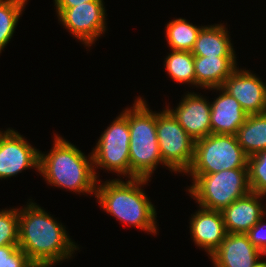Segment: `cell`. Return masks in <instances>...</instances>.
I'll use <instances>...</instances> for the list:
<instances>
[{
    "mask_svg": "<svg viewBox=\"0 0 266 267\" xmlns=\"http://www.w3.org/2000/svg\"><path fill=\"white\" fill-rule=\"evenodd\" d=\"M193 184L188 189L199 207L222 211L235 200L251 192L248 169H229L211 174H189Z\"/></svg>",
    "mask_w": 266,
    "mask_h": 267,
    "instance_id": "5",
    "label": "cell"
},
{
    "mask_svg": "<svg viewBox=\"0 0 266 267\" xmlns=\"http://www.w3.org/2000/svg\"><path fill=\"white\" fill-rule=\"evenodd\" d=\"M165 69L177 83L195 85L194 55L188 51H175L165 58Z\"/></svg>",
    "mask_w": 266,
    "mask_h": 267,
    "instance_id": "21",
    "label": "cell"
},
{
    "mask_svg": "<svg viewBox=\"0 0 266 267\" xmlns=\"http://www.w3.org/2000/svg\"><path fill=\"white\" fill-rule=\"evenodd\" d=\"M27 0H0V53L10 41Z\"/></svg>",
    "mask_w": 266,
    "mask_h": 267,
    "instance_id": "22",
    "label": "cell"
},
{
    "mask_svg": "<svg viewBox=\"0 0 266 267\" xmlns=\"http://www.w3.org/2000/svg\"><path fill=\"white\" fill-rule=\"evenodd\" d=\"M92 0H54L56 9H67L76 7L84 2H91Z\"/></svg>",
    "mask_w": 266,
    "mask_h": 267,
    "instance_id": "27",
    "label": "cell"
},
{
    "mask_svg": "<svg viewBox=\"0 0 266 267\" xmlns=\"http://www.w3.org/2000/svg\"><path fill=\"white\" fill-rule=\"evenodd\" d=\"M227 28L222 24L204 26L197 37L191 53L204 57H235Z\"/></svg>",
    "mask_w": 266,
    "mask_h": 267,
    "instance_id": "18",
    "label": "cell"
},
{
    "mask_svg": "<svg viewBox=\"0 0 266 267\" xmlns=\"http://www.w3.org/2000/svg\"><path fill=\"white\" fill-rule=\"evenodd\" d=\"M264 196L250 192L224 208L221 214L227 233L246 234L263 216L265 217L266 209H263L260 201Z\"/></svg>",
    "mask_w": 266,
    "mask_h": 267,
    "instance_id": "14",
    "label": "cell"
},
{
    "mask_svg": "<svg viewBox=\"0 0 266 267\" xmlns=\"http://www.w3.org/2000/svg\"><path fill=\"white\" fill-rule=\"evenodd\" d=\"M253 267H266V261H258Z\"/></svg>",
    "mask_w": 266,
    "mask_h": 267,
    "instance_id": "28",
    "label": "cell"
},
{
    "mask_svg": "<svg viewBox=\"0 0 266 267\" xmlns=\"http://www.w3.org/2000/svg\"><path fill=\"white\" fill-rule=\"evenodd\" d=\"M236 57L194 56L195 86L213 89L223 82L238 68Z\"/></svg>",
    "mask_w": 266,
    "mask_h": 267,
    "instance_id": "17",
    "label": "cell"
},
{
    "mask_svg": "<svg viewBox=\"0 0 266 267\" xmlns=\"http://www.w3.org/2000/svg\"><path fill=\"white\" fill-rule=\"evenodd\" d=\"M148 180L130 178L124 182L115 178L105 181L103 185L96 186L95 197L106 212L121 222L156 234V210L141 189V185L147 184Z\"/></svg>",
    "mask_w": 266,
    "mask_h": 267,
    "instance_id": "3",
    "label": "cell"
},
{
    "mask_svg": "<svg viewBox=\"0 0 266 267\" xmlns=\"http://www.w3.org/2000/svg\"><path fill=\"white\" fill-rule=\"evenodd\" d=\"M156 134L164 165L175 173H186L194 158L195 140L167 109L156 113Z\"/></svg>",
    "mask_w": 266,
    "mask_h": 267,
    "instance_id": "7",
    "label": "cell"
},
{
    "mask_svg": "<svg viewBox=\"0 0 266 267\" xmlns=\"http://www.w3.org/2000/svg\"><path fill=\"white\" fill-rule=\"evenodd\" d=\"M56 11L63 26L86 47L92 45L106 31L103 0H92Z\"/></svg>",
    "mask_w": 266,
    "mask_h": 267,
    "instance_id": "9",
    "label": "cell"
},
{
    "mask_svg": "<svg viewBox=\"0 0 266 267\" xmlns=\"http://www.w3.org/2000/svg\"><path fill=\"white\" fill-rule=\"evenodd\" d=\"M93 148V166L105 168L116 174H123L130 179V131L125 109L101 134L100 139Z\"/></svg>",
    "mask_w": 266,
    "mask_h": 267,
    "instance_id": "8",
    "label": "cell"
},
{
    "mask_svg": "<svg viewBox=\"0 0 266 267\" xmlns=\"http://www.w3.org/2000/svg\"><path fill=\"white\" fill-rule=\"evenodd\" d=\"M248 169V156L231 134H210L195 141L194 158L187 174H211Z\"/></svg>",
    "mask_w": 266,
    "mask_h": 267,
    "instance_id": "6",
    "label": "cell"
},
{
    "mask_svg": "<svg viewBox=\"0 0 266 267\" xmlns=\"http://www.w3.org/2000/svg\"><path fill=\"white\" fill-rule=\"evenodd\" d=\"M248 176L251 192L266 195V150L248 157Z\"/></svg>",
    "mask_w": 266,
    "mask_h": 267,
    "instance_id": "23",
    "label": "cell"
},
{
    "mask_svg": "<svg viewBox=\"0 0 266 267\" xmlns=\"http://www.w3.org/2000/svg\"><path fill=\"white\" fill-rule=\"evenodd\" d=\"M55 136L50 152H39V174L56 187L78 193H96L99 180H96L98 176L93 167L92 153L87 158L75 145Z\"/></svg>",
    "mask_w": 266,
    "mask_h": 267,
    "instance_id": "2",
    "label": "cell"
},
{
    "mask_svg": "<svg viewBox=\"0 0 266 267\" xmlns=\"http://www.w3.org/2000/svg\"><path fill=\"white\" fill-rule=\"evenodd\" d=\"M147 106L146 101L138 97L133 109L127 108L130 178L149 179L159 163L164 165L156 134V112Z\"/></svg>",
    "mask_w": 266,
    "mask_h": 267,
    "instance_id": "4",
    "label": "cell"
},
{
    "mask_svg": "<svg viewBox=\"0 0 266 267\" xmlns=\"http://www.w3.org/2000/svg\"><path fill=\"white\" fill-rule=\"evenodd\" d=\"M203 27H197L182 18L170 21L166 26V36L169 46L175 51L191 52L199 32Z\"/></svg>",
    "mask_w": 266,
    "mask_h": 267,
    "instance_id": "20",
    "label": "cell"
},
{
    "mask_svg": "<svg viewBox=\"0 0 266 267\" xmlns=\"http://www.w3.org/2000/svg\"><path fill=\"white\" fill-rule=\"evenodd\" d=\"M221 88L233 96L248 115L266 112V84L249 70L236 69Z\"/></svg>",
    "mask_w": 266,
    "mask_h": 267,
    "instance_id": "11",
    "label": "cell"
},
{
    "mask_svg": "<svg viewBox=\"0 0 266 267\" xmlns=\"http://www.w3.org/2000/svg\"><path fill=\"white\" fill-rule=\"evenodd\" d=\"M246 234L249 241L266 255V223H263V217Z\"/></svg>",
    "mask_w": 266,
    "mask_h": 267,
    "instance_id": "26",
    "label": "cell"
},
{
    "mask_svg": "<svg viewBox=\"0 0 266 267\" xmlns=\"http://www.w3.org/2000/svg\"><path fill=\"white\" fill-rule=\"evenodd\" d=\"M235 136L248 157L266 150V112L248 115Z\"/></svg>",
    "mask_w": 266,
    "mask_h": 267,
    "instance_id": "19",
    "label": "cell"
},
{
    "mask_svg": "<svg viewBox=\"0 0 266 267\" xmlns=\"http://www.w3.org/2000/svg\"><path fill=\"white\" fill-rule=\"evenodd\" d=\"M200 209L190 219V234L198 247L212 255L225 239L227 231L221 211Z\"/></svg>",
    "mask_w": 266,
    "mask_h": 267,
    "instance_id": "15",
    "label": "cell"
},
{
    "mask_svg": "<svg viewBox=\"0 0 266 267\" xmlns=\"http://www.w3.org/2000/svg\"><path fill=\"white\" fill-rule=\"evenodd\" d=\"M213 89L222 91V93L210 104L211 132L212 134L235 135L245 122L248 114L243 110L240 103L221 87Z\"/></svg>",
    "mask_w": 266,
    "mask_h": 267,
    "instance_id": "16",
    "label": "cell"
},
{
    "mask_svg": "<svg viewBox=\"0 0 266 267\" xmlns=\"http://www.w3.org/2000/svg\"><path fill=\"white\" fill-rule=\"evenodd\" d=\"M211 102L202 95L189 93L181 100L177 108L166 109L173 115L177 122L196 141L207 137L211 132Z\"/></svg>",
    "mask_w": 266,
    "mask_h": 267,
    "instance_id": "12",
    "label": "cell"
},
{
    "mask_svg": "<svg viewBox=\"0 0 266 267\" xmlns=\"http://www.w3.org/2000/svg\"><path fill=\"white\" fill-rule=\"evenodd\" d=\"M18 247L36 267H51L77 251L64 226L33 202L19 209Z\"/></svg>",
    "mask_w": 266,
    "mask_h": 267,
    "instance_id": "1",
    "label": "cell"
},
{
    "mask_svg": "<svg viewBox=\"0 0 266 267\" xmlns=\"http://www.w3.org/2000/svg\"><path fill=\"white\" fill-rule=\"evenodd\" d=\"M39 152L13 129L0 131V179L32 167L39 170Z\"/></svg>",
    "mask_w": 266,
    "mask_h": 267,
    "instance_id": "10",
    "label": "cell"
},
{
    "mask_svg": "<svg viewBox=\"0 0 266 267\" xmlns=\"http://www.w3.org/2000/svg\"><path fill=\"white\" fill-rule=\"evenodd\" d=\"M264 255L247 234L227 233L219 248L210 255L214 267H253Z\"/></svg>",
    "mask_w": 266,
    "mask_h": 267,
    "instance_id": "13",
    "label": "cell"
},
{
    "mask_svg": "<svg viewBox=\"0 0 266 267\" xmlns=\"http://www.w3.org/2000/svg\"><path fill=\"white\" fill-rule=\"evenodd\" d=\"M0 267H36L18 245L0 246Z\"/></svg>",
    "mask_w": 266,
    "mask_h": 267,
    "instance_id": "25",
    "label": "cell"
},
{
    "mask_svg": "<svg viewBox=\"0 0 266 267\" xmlns=\"http://www.w3.org/2000/svg\"><path fill=\"white\" fill-rule=\"evenodd\" d=\"M19 209L0 211V246L18 245Z\"/></svg>",
    "mask_w": 266,
    "mask_h": 267,
    "instance_id": "24",
    "label": "cell"
}]
</instances>
